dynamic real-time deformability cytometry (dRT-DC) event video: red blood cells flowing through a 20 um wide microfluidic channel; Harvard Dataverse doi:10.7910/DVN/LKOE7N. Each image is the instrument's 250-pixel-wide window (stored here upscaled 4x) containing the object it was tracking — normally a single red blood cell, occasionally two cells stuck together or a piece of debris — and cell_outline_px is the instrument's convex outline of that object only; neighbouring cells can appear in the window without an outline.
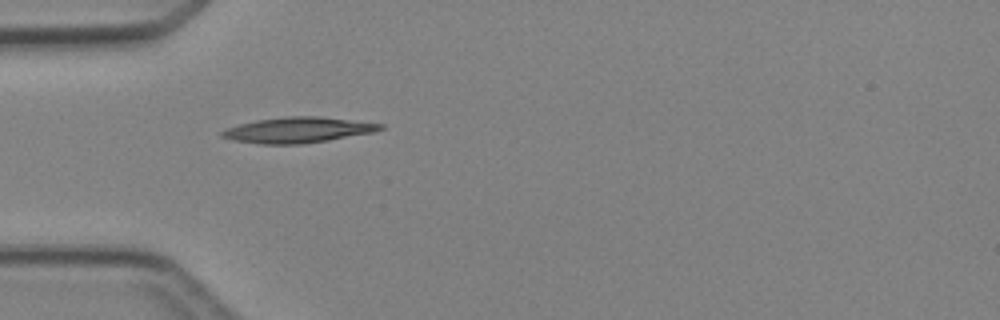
{"species": "Egyptian fruit bat (a non-hibernating species)", "species_latin": "Rousettus aegyptiacus", "temperature_condition": "cold", "stored_images_in_passage": 1, "camera_frame_rate_fps": 3000, "um_per_image_px": 0.085, "animal": {"sex": "female"}, "frame": {"image": 1, "passage_image": 1, "time_ms": 0.0, "image_size_px": [1000, 320], "cell_outline_px": [[384, 128], [372, 132], [328, 140], [300, 144], [260, 144], [236, 140], [220, 136], [220, 132], [228, 128], [240, 124], [256, 120], [284, 116], [320, 116], [384, 124]], "centroid_in_image_um": [25.32, 11.04], "position_along_channel_um": 59.7, "area_um2": 23.35}}